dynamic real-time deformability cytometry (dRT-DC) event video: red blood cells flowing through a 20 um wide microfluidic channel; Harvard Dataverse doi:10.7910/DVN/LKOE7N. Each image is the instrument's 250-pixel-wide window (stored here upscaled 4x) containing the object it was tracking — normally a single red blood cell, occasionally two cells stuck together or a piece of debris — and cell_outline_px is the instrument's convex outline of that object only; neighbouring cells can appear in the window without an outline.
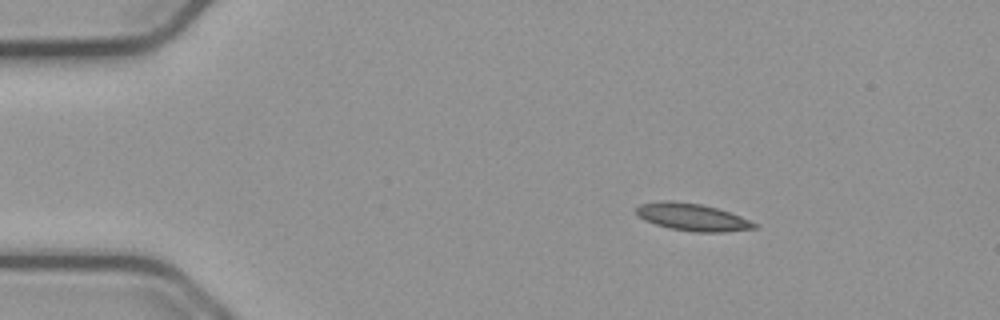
{"species": "common noctule bat (a hibernating species)", "species_latin": "Nyctalus noctula", "temperature_condition": "cold", "stored_images_in_passage": 47, "camera_frame_rate_fps": 3000, "um_per_image_px": 0.085, "animal": {"sex": "male", "body_mass_g": 23.1, "forearm_length_mm": 52.7}, "frame": {"image": 1, "passage_image": 1, "time_ms": 0.0, "image_size_px": [1000, 320], "cell_outline_px": [[760, 224], [756, 228], [724, 232], [692, 232], [668, 228], [644, 220], [636, 212], [636, 208], [640, 204], [660, 200], [672, 200], [700, 204], [716, 208], [740, 216]], "centroid_in_image_um": [58.85, 18.46], "position_along_channel_um": 26.2, "area_um2": 18.84}}
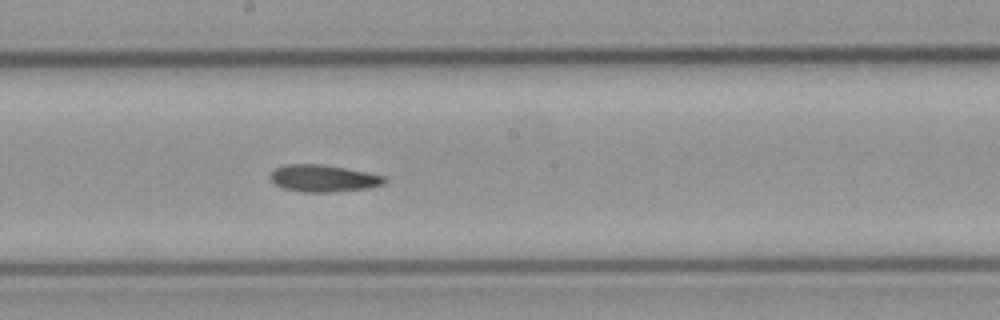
{"frame": {"image": 2, "passage_image": 22, "time_ms": 7.0, "image_size_px": [1000, 320], "cell_outline_px": [[388, 180], [384, 184], [368, 188], [332, 192], [300, 192], [284, 188], [276, 184], [268, 176], [276, 168], [284, 164], [320, 164], [368, 172], [388, 176]], "centroid_in_image_um": [27.53, 15.16], "position_along_channel_um": 220.7, "area_um2": 18.09}}
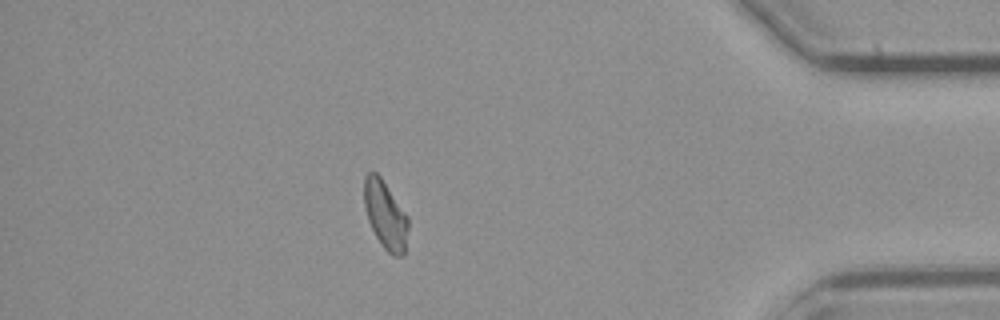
{"frame": {"image": 3, "passage_image": 40, "time_ms": 13.0, "image_size_px": [1000, 320], "cell_outline_px": [[408, 228], [404, 256], [392, 256], [384, 248], [376, 236], [368, 220], [364, 204], [364, 176], [368, 172], [376, 172], [380, 176], [408, 216]], "centroid_in_image_um": [32.76, 18.27], "position_along_channel_um": 402.4, "area_um2": 17.4}, "authors_computed_cell_mechanics": {"area_um2": 17.8602, "velocity_mm_per_s": 3.761, "shape_relaxation_time_tau1_ms": null, "shape_relaxation_time_tau2_ms": 5.0907, "deformation_change_tau1": null, "deformation_change_tau2": 0.0996}}